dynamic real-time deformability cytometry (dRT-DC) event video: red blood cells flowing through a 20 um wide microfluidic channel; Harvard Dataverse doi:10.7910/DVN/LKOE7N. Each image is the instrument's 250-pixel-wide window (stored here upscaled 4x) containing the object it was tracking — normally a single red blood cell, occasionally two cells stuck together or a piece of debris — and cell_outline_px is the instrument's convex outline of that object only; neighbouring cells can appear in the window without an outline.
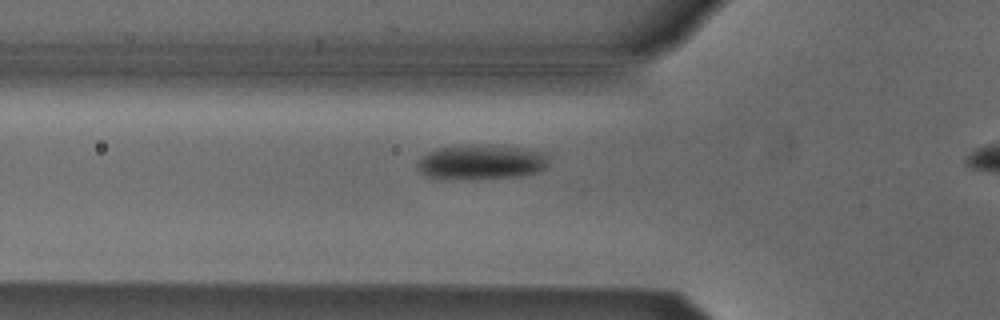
{"species": "Egyptian fruit bat (a non-hibernating species)", "species_latin": "Rousettus aegyptiacus", "temperature_condition": "cold", "stored_images_in_passage": 37, "camera_frame_rate_fps": 3000, "um_per_image_px": 0.085, "animal": {"sex": "male"}, "frame": {"image": 1, "passage_image": 11, "time_ms": 3.333, "image_size_px": [1000, 320], "cell_outline_px": [[548, 164], [544, 168], [536, 172], [508, 176], [428, 176], [420, 172], [416, 168], [416, 164], [428, 152], [440, 148], [520, 148], [544, 152], [548, 156]], "centroid_in_image_um": [40.94, 13.77], "position_along_channel_um": 84.9, "area_um2": 23.81}}
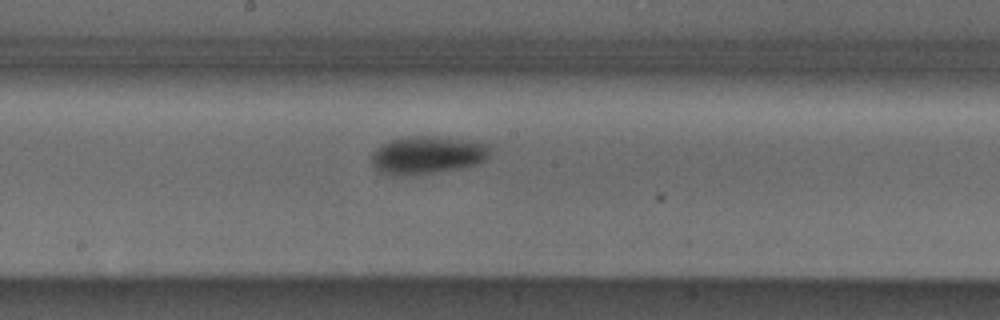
{"frame": {"image": 2, "passage_image": 21, "time_ms": 6.667, "image_size_px": [1000, 320], "cell_outline_px": [[488, 156], [484, 160], [476, 164], [456, 168], [428, 172], [380, 172], [372, 164], [372, 152], [376, 148], [392, 140], [404, 136], [448, 136], [488, 144]], "centroid_in_image_um": [36.36, 13.1], "position_along_channel_um": 211.8, "area_um2": 25.03}}
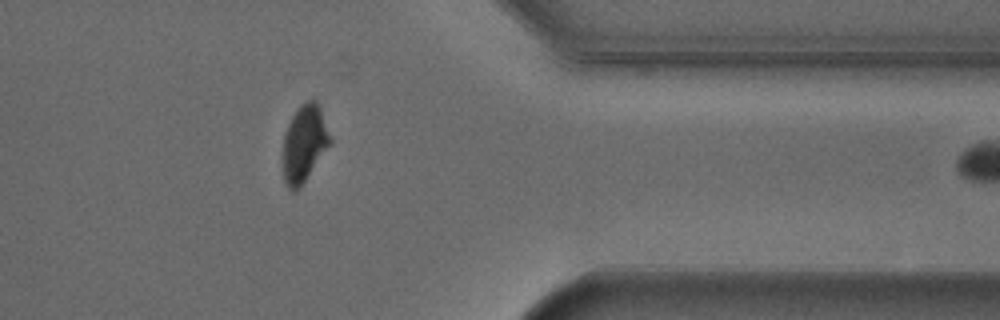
{"frame": {"image": 3, "passage_image": 36, "time_ms": 11.667, "image_size_px": [1000, 320], "cell_outline_px": [[332, 144], [300, 188], [292, 192], [288, 188], [284, 180], [284, 132], [296, 108], [300, 104], [308, 100], [316, 100], [320, 108], [332, 140]], "centroid_in_image_um": [25.89, 12.2], "position_along_channel_um": 385.5, "area_um2": 21.27}}